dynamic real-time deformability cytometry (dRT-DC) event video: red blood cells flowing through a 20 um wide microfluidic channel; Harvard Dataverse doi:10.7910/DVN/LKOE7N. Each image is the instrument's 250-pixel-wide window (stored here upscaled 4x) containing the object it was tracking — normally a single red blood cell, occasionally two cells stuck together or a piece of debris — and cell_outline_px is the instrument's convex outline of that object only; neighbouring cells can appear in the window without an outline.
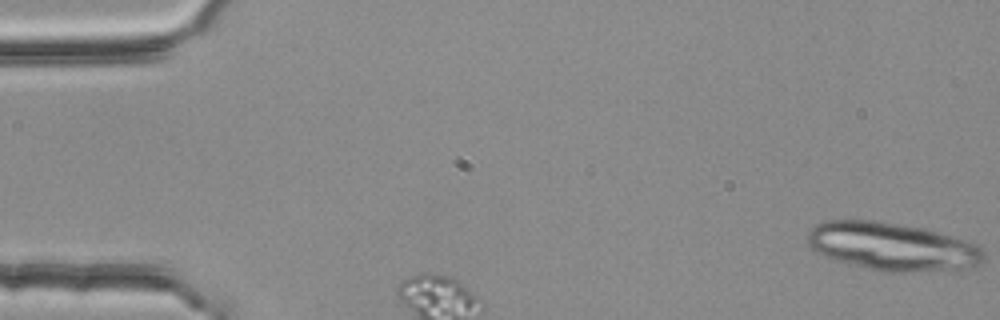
{"species": "common noctule bat (a hibernating species)", "species_latin": "Nyctalus noctula", "temperature_condition": "room temperature", "stored_images_in_passage": 33, "segment_of_instrument_passage": [1, 2], "camera_frame_rate_fps": 3000, "um_per_image_px": 0.085, "animal": {"sex": "female", "body_mass_g": 25.1}, "frame": {"image": 1, "passage_image": 1, "time_ms": 0.0, "image_size_px": [1000, 320], "cell_outline_px": [[984, 260], [976, 264], [964, 268], [904, 272], [880, 272], [836, 260], [824, 256], [812, 248], [808, 244], [808, 232], [816, 224], [824, 220], [872, 220], [928, 228], [976, 244], [984, 252]], "centroid_in_image_um": [75.81, 20.94], "position_along_channel_um": 9.2, "area_um2": 49.19}}